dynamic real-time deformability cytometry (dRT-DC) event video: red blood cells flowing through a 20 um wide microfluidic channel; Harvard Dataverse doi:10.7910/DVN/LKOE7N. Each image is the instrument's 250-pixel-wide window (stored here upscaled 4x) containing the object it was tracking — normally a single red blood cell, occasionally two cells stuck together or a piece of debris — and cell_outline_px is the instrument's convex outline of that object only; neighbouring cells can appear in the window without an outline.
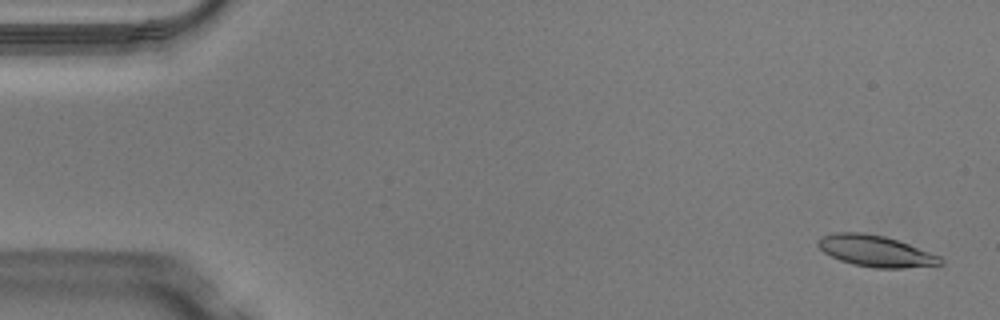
{"species": "Egyptian fruit bat (a non-hibernating species)", "species_latin": "Rousettus aegyptiacus", "temperature_condition": "warm", "stored_images_in_passage": 48, "camera_frame_rate_fps": 3000, "um_per_image_px": 0.085, "animal": {"sex": "male"}, "frame": {"image": 1, "passage_image": 1, "time_ms": 0.0, "image_size_px": [1000, 320], "cell_outline_px": [[944, 264], [904, 268], [872, 268], [852, 264], [840, 260], [824, 252], [816, 244], [816, 240], [820, 236], [836, 232], [864, 232], [884, 236], [908, 244], [940, 256], [944, 260]], "centroid_in_image_um": [74.4, 21.34], "position_along_channel_um": 10.6, "area_um2": 22.37}}
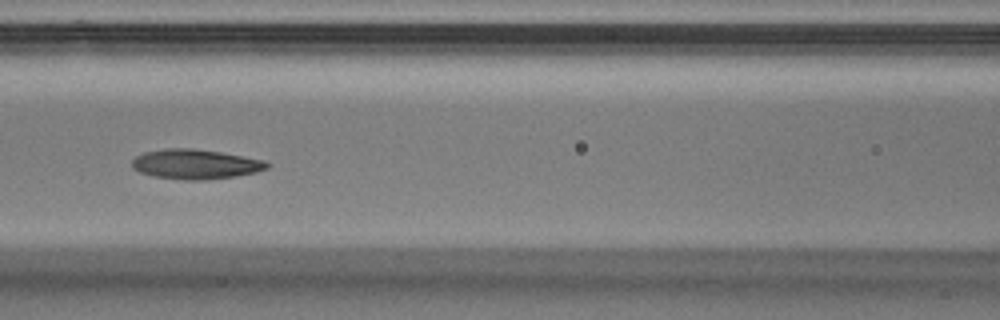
{"frame": {"image": 2, "passage_image": 21, "time_ms": 6.667, "image_size_px": [1000, 320], "cell_outline_px": [[272, 164], [268, 168], [256, 172], [236, 176], [200, 180], [184, 180], [152, 176], [140, 172], [132, 168], [132, 160], [136, 156], [144, 152], [168, 148], [192, 148], [220, 152], [264, 160]], "centroid_in_image_um": [16.61, 13.95], "position_along_channel_um": 150.0, "area_um2": 23.41}}
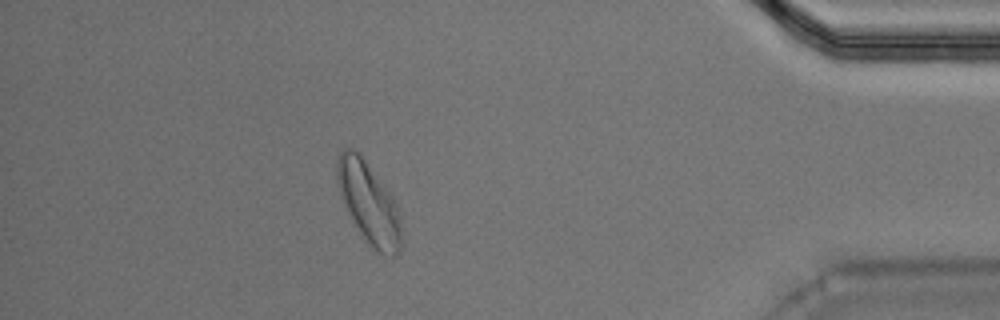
{"frame": {"image": 3, "passage_image": 43, "time_ms": 14.0, "image_size_px": [1000, 320], "cell_outline_px": [[400, 248], [392, 260], [372, 248], [352, 224], [348, 216], [340, 196], [336, 184], [336, 160], [340, 152], [344, 148], [352, 148], [360, 152], [392, 196], [396, 204], [400, 220]], "centroid_in_image_um": [31.29, 17.24], "position_along_channel_um": 403.9, "area_um2": 31.04}, "authors_computed_cell_mechanics": {"area_um2": 23.2645, "velocity_mm_per_s": 4.0695, "shape_relaxation_time_tau1_ms": 2.8178, "shape_relaxation_time_tau2_ms": 2.9416, "deformation_change_tau1": 0.1244, "deformation_change_tau2": 0.0876}}